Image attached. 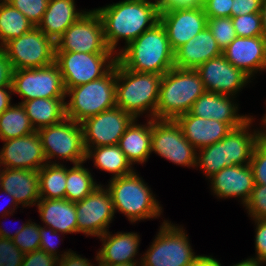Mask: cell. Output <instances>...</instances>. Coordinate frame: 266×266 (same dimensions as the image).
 Segmentation results:
<instances>
[{
    "mask_svg": "<svg viewBox=\"0 0 266 266\" xmlns=\"http://www.w3.org/2000/svg\"><path fill=\"white\" fill-rule=\"evenodd\" d=\"M12 92L24 97L23 101L35 98H66L62 75L58 65L41 68L13 70Z\"/></svg>",
    "mask_w": 266,
    "mask_h": 266,
    "instance_id": "7c38bea8",
    "label": "cell"
},
{
    "mask_svg": "<svg viewBox=\"0 0 266 266\" xmlns=\"http://www.w3.org/2000/svg\"><path fill=\"white\" fill-rule=\"evenodd\" d=\"M194 266H221L219 261L210 256H201L195 261Z\"/></svg>",
    "mask_w": 266,
    "mask_h": 266,
    "instance_id": "db71d44e",
    "label": "cell"
},
{
    "mask_svg": "<svg viewBox=\"0 0 266 266\" xmlns=\"http://www.w3.org/2000/svg\"><path fill=\"white\" fill-rule=\"evenodd\" d=\"M249 165L255 184L266 185V144L261 139L254 147Z\"/></svg>",
    "mask_w": 266,
    "mask_h": 266,
    "instance_id": "b9f144b4",
    "label": "cell"
},
{
    "mask_svg": "<svg viewBox=\"0 0 266 266\" xmlns=\"http://www.w3.org/2000/svg\"><path fill=\"white\" fill-rule=\"evenodd\" d=\"M251 122L250 117L240 127L231 129L225 136L226 167L250 164L254 147L261 139V131L248 133L247 129Z\"/></svg>",
    "mask_w": 266,
    "mask_h": 266,
    "instance_id": "4316f807",
    "label": "cell"
},
{
    "mask_svg": "<svg viewBox=\"0 0 266 266\" xmlns=\"http://www.w3.org/2000/svg\"><path fill=\"white\" fill-rule=\"evenodd\" d=\"M75 8L74 0H49L37 27L56 42L83 15Z\"/></svg>",
    "mask_w": 266,
    "mask_h": 266,
    "instance_id": "484cf974",
    "label": "cell"
},
{
    "mask_svg": "<svg viewBox=\"0 0 266 266\" xmlns=\"http://www.w3.org/2000/svg\"><path fill=\"white\" fill-rule=\"evenodd\" d=\"M146 185L134 171L111 179L107 190L111 195L114 211L125 214L131 222L159 217L162 207Z\"/></svg>",
    "mask_w": 266,
    "mask_h": 266,
    "instance_id": "8992f818",
    "label": "cell"
},
{
    "mask_svg": "<svg viewBox=\"0 0 266 266\" xmlns=\"http://www.w3.org/2000/svg\"><path fill=\"white\" fill-rule=\"evenodd\" d=\"M116 63L102 78L72 87L66 105V118L81 123L87 118L116 107Z\"/></svg>",
    "mask_w": 266,
    "mask_h": 266,
    "instance_id": "5b68a950",
    "label": "cell"
},
{
    "mask_svg": "<svg viewBox=\"0 0 266 266\" xmlns=\"http://www.w3.org/2000/svg\"><path fill=\"white\" fill-rule=\"evenodd\" d=\"M8 89V92L7 90ZM12 92V87H2L0 88V115L11 106L10 93Z\"/></svg>",
    "mask_w": 266,
    "mask_h": 266,
    "instance_id": "f5cc1de1",
    "label": "cell"
},
{
    "mask_svg": "<svg viewBox=\"0 0 266 266\" xmlns=\"http://www.w3.org/2000/svg\"><path fill=\"white\" fill-rule=\"evenodd\" d=\"M87 260L74 252L68 251L64 252L62 257L58 259V266H93Z\"/></svg>",
    "mask_w": 266,
    "mask_h": 266,
    "instance_id": "816d5d0a",
    "label": "cell"
},
{
    "mask_svg": "<svg viewBox=\"0 0 266 266\" xmlns=\"http://www.w3.org/2000/svg\"><path fill=\"white\" fill-rule=\"evenodd\" d=\"M149 250L141 258V266H194L200 255L192 252L187 234L169 222L162 223Z\"/></svg>",
    "mask_w": 266,
    "mask_h": 266,
    "instance_id": "ba28073f",
    "label": "cell"
},
{
    "mask_svg": "<svg viewBox=\"0 0 266 266\" xmlns=\"http://www.w3.org/2000/svg\"><path fill=\"white\" fill-rule=\"evenodd\" d=\"M134 120L136 119L132 115L118 107L87 118L80 123L85 150L92 147L117 145Z\"/></svg>",
    "mask_w": 266,
    "mask_h": 266,
    "instance_id": "5bb4252c",
    "label": "cell"
},
{
    "mask_svg": "<svg viewBox=\"0 0 266 266\" xmlns=\"http://www.w3.org/2000/svg\"><path fill=\"white\" fill-rule=\"evenodd\" d=\"M262 0H233L231 17L258 13L261 10Z\"/></svg>",
    "mask_w": 266,
    "mask_h": 266,
    "instance_id": "7dc6e473",
    "label": "cell"
},
{
    "mask_svg": "<svg viewBox=\"0 0 266 266\" xmlns=\"http://www.w3.org/2000/svg\"><path fill=\"white\" fill-rule=\"evenodd\" d=\"M58 258L43 250H36L24 255L21 266H58Z\"/></svg>",
    "mask_w": 266,
    "mask_h": 266,
    "instance_id": "f6af8a7d",
    "label": "cell"
},
{
    "mask_svg": "<svg viewBox=\"0 0 266 266\" xmlns=\"http://www.w3.org/2000/svg\"><path fill=\"white\" fill-rule=\"evenodd\" d=\"M233 0H204L203 8L207 18L231 17Z\"/></svg>",
    "mask_w": 266,
    "mask_h": 266,
    "instance_id": "ee69618b",
    "label": "cell"
},
{
    "mask_svg": "<svg viewBox=\"0 0 266 266\" xmlns=\"http://www.w3.org/2000/svg\"><path fill=\"white\" fill-rule=\"evenodd\" d=\"M90 148L86 151V160L93 157L94 164L99 169L114 173L113 178L122 177L133 172L131 163L119 145H108Z\"/></svg>",
    "mask_w": 266,
    "mask_h": 266,
    "instance_id": "4dcf8cb0",
    "label": "cell"
},
{
    "mask_svg": "<svg viewBox=\"0 0 266 266\" xmlns=\"http://www.w3.org/2000/svg\"><path fill=\"white\" fill-rule=\"evenodd\" d=\"M204 0H163L158 6L159 11L200 8Z\"/></svg>",
    "mask_w": 266,
    "mask_h": 266,
    "instance_id": "681fc988",
    "label": "cell"
},
{
    "mask_svg": "<svg viewBox=\"0 0 266 266\" xmlns=\"http://www.w3.org/2000/svg\"><path fill=\"white\" fill-rule=\"evenodd\" d=\"M83 12V15L73 23L55 42V51L83 53H114L104 38V27L99 13Z\"/></svg>",
    "mask_w": 266,
    "mask_h": 266,
    "instance_id": "8fae6325",
    "label": "cell"
},
{
    "mask_svg": "<svg viewBox=\"0 0 266 266\" xmlns=\"http://www.w3.org/2000/svg\"><path fill=\"white\" fill-rule=\"evenodd\" d=\"M262 263H260L258 260L249 258L247 260L241 261L240 263H237L233 266H260Z\"/></svg>",
    "mask_w": 266,
    "mask_h": 266,
    "instance_id": "9f6ffc18",
    "label": "cell"
},
{
    "mask_svg": "<svg viewBox=\"0 0 266 266\" xmlns=\"http://www.w3.org/2000/svg\"><path fill=\"white\" fill-rule=\"evenodd\" d=\"M261 140L266 144V130H265V132L261 131Z\"/></svg>",
    "mask_w": 266,
    "mask_h": 266,
    "instance_id": "91938a15",
    "label": "cell"
},
{
    "mask_svg": "<svg viewBox=\"0 0 266 266\" xmlns=\"http://www.w3.org/2000/svg\"><path fill=\"white\" fill-rule=\"evenodd\" d=\"M95 10L103 22L105 42L113 52L120 39L128 45L157 24L160 17L158 6L144 0H124Z\"/></svg>",
    "mask_w": 266,
    "mask_h": 266,
    "instance_id": "6da1fadb",
    "label": "cell"
},
{
    "mask_svg": "<svg viewBox=\"0 0 266 266\" xmlns=\"http://www.w3.org/2000/svg\"><path fill=\"white\" fill-rule=\"evenodd\" d=\"M39 195L42 199H65L66 168L59 163L45 164L39 171Z\"/></svg>",
    "mask_w": 266,
    "mask_h": 266,
    "instance_id": "836d02e7",
    "label": "cell"
},
{
    "mask_svg": "<svg viewBox=\"0 0 266 266\" xmlns=\"http://www.w3.org/2000/svg\"><path fill=\"white\" fill-rule=\"evenodd\" d=\"M13 243L24 254L40 249L39 225L36 223H26L25 227L14 236Z\"/></svg>",
    "mask_w": 266,
    "mask_h": 266,
    "instance_id": "f35d334b",
    "label": "cell"
},
{
    "mask_svg": "<svg viewBox=\"0 0 266 266\" xmlns=\"http://www.w3.org/2000/svg\"><path fill=\"white\" fill-rule=\"evenodd\" d=\"M22 104L10 106L0 115V139L2 141L23 137L35 132Z\"/></svg>",
    "mask_w": 266,
    "mask_h": 266,
    "instance_id": "d6a6232c",
    "label": "cell"
},
{
    "mask_svg": "<svg viewBox=\"0 0 266 266\" xmlns=\"http://www.w3.org/2000/svg\"><path fill=\"white\" fill-rule=\"evenodd\" d=\"M65 98H35L22 101L26 114L36 131L60 123L66 118ZM36 126V127H35Z\"/></svg>",
    "mask_w": 266,
    "mask_h": 266,
    "instance_id": "f546056e",
    "label": "cell"
},
{
    "mask_svg": "<svg viewBox=\"0 0 266 266\" xmlns=\"http://www.w3.org/2000/svg\"><path fill=\"white\" fill-rule=\"evenodd\" d=\"M25 225L26 224H23V226H21V228L20 229H18L15 233H14V235L12 234H10V232L8 233L7 231H6V229L4 230V229H2V228H0V237H3V238H7V239H10V240H12L13 238H14V236L15 235H17L24 227H25Z\"/></svg>",
    "mask_w": 266,
    "mask_h": 266,
    "instance_id": "6f0895ef",
    "label": "cell"
},
{
    "mask_svg": "<svg viewBox=\"0 0 266 266\" xmlns=\"http://www.w3.org/2000/svg\"><path fill=\"white\" fill-rule=\"evenodd\" d=\"M24 255L13 240L0 237V266H21Z\"/></svg>",
    "mask_w": 266,
    "mask_h": 266,
    "instance_id": "7bdbcfd3",
    "label": "cell"
},
{
    "mask_svg": "<svg viewBox=\"0 0 266 266\" xmlns=\"http://www.w3.org/2000/svg\"><path fill=\"white\" fill-rule=\"evenodd\" d=\"M207 27L221 51L237 37L231 17L208 18Z\"/></svg>",
    "mask_w": 266,
    "mask_h": 266,
    "instance_id": "8d00e7d4",
    "label": "cell"
},
{
    "mask_svg": "<svg viewBox=\"0 0 266 266\" xmlns=\"http://www.w3.org/2000/svg\"><path fill=\"white\" fill-rule=\"evenodd\" d=\"M4 142L0 151V165H5L4 168L39 171L47 164L37 131Z\"/></svg>",
    "mask_w": 266,
    "mask_h": 266,
    "instance_id": "ac0fdd59",
    "label": "cell"
},
{
    "mask_svg": "<svg viewBox=\"0 0 266 266\" xmlns=\"http://www.w3.org/2000/svg\"><path fill=\"white\" fill-rule=\"evenodd\" d=\"M209 179L212 181V190L219 198L240 197L244 205L255 186L250 165L225 167Z\"/></svg>",
    "mask_w": 266,
    "mask_h": 266,
    "instance_id": "44dd1931",
    "label": "cell"
},
{
    "mask_svg": "<svg viewBox=\"0 0 266 266\" xmlns=\"http://www.w3.org/2000/svg\"><path fill=\"white\" fill-rule=\"evenodd\" d=\"M162 75L125 69L116 61V107L135 119L144 111L155 119Z\"/></svg>",
    "mask_w": 266,
    "mask_h": 266,
    "instance_id": "277c9868",
    "label": "cell"
},
{
    "mask_svg": "<svg viewBox=\"0 0 266 266\" xmlns=\"http://www.w3.org/2000/svg\"><path fill=\"white\" fill-rule=\"evenodd\" d=\"M205 92L196 69L174 67L162 76L155 119L175 120L190 112L193 103Z\"/></svg>",
    "mask_w": 266,
    "mask_h": 266,
    "instance_id": "3957f363",
    "label": "cell"
},
{
    "mask_svg": "<svg viewBox=\"0 0 266 266\" xmlns=\"http://www.w3.org/2000/svg\"><path fill=\"white\" fill-rule=\"evenodd\" d=\"M229 97L231 96L205 91L193 103L190 113L204 119L227 123L232 129L240 127L249 117L238 115V107L229 100Z\"/></svg>",
    "mask_w": 266,
    "mask_h": 266,
    "instance_id": "cb8c5ba5",
    "label": "cell"
},
{
    "mask_svg": "<svg viewBox=\"0 0 266 266\" xmlns=\"http://www.w3.org/2000/svg\"><path fill=\"white\" fill-rule=\"evenodd\" d=\"M40 233V250L47 252L48 254L59 259L55 249L54 236L56 237L57 231H54L52 228L46 229V226L43 228L39 226ZM57 238V237H56Z\"/></svg>",
    "mask_w": 266,
    "mask_h": 266,
    "instance_id": "c3c4849f",
    "label": "cell"
},
{
    "mask_svg": "<svg viewBox=\"0 0 266 266\" xmlns=\"http://www.w3.org/2000/svg\"><path fill=\"white\" fill-rule=\"evenodd\" d=\"M254 221L257 223L255 236L257 257L253 259L266 264V219H255Z\"/></svg>",
    "mask_w": 266,
    "mask_h": 266,
    "instance_id": "bcb514c9",
    "label": "cell"
},
{
    "mask_svg": "<svg viewBox=\"0 0 266 266\" xmlns=\"http://www.w3.org/2000/svg\"><path fill=\"white\" fill-rule=\"evenodd\" d=\"M55 48V42L38 27L10 40L2 47L13 70L41 68L53 64Z\"/></svg>",
    "mask_w": 266,
    "mask_h": 266,
    "instance_id": "9c48e42d",
    "label": "cell"
},
{
    "mask_svg": "<svg viewBox=\"0 0 266 266\" xmlns=\"http://www.w3.org/2000/svg\"><path fill=\"white\" fill-rule=\"evenodd\" d=\"M37 27L45 13L49 0H6Z\"/></svg>",
    "mask_w": 266,
    "mask_h": 266,
    "instance_id": "ab89813d",
    "label": "cell"
},
{
    "mask_svg": "<svg viewBox=\"0 0 266 266\" xmlns=\"http://www.w3.org/2000/svg\"><path fill=\"white\" fill-rule=\"evenodd\" d=\"M175 121L181 128L183 136L196 149L221 141L232 129L227 123L204 119L190 112L177 117Z\"/></svg>",
    "mask_w": 266,
    "mask_h": 266,
    "instance_id": "7402d4cb",
    "label": "cell"
},
{
    "mask_svg": "<svg viewBox=\"0 0 266 266\" xmlns=\"http://www.w3.org/2000/svg\"><path fill=\"white\" fill-rule=\"evenodd\" d=\"M263 122H264L263 124L266 125V115H265V117L263 119Z\"/></svg>",
    "mask_w": 266,
    "mask_h": 266,
    "instance_id": "6125c7cd",
    "label": "cell"
},
{
    "mask_svg": "<svg viewBox=\"0 0 266 266\" xmlns=\"http://www.w3.org/2000/svg\"><path fill=\"white\" fill-rule=\"evenodd\" d=\"M116 56L125 69L135 72L163 76L174 68V51L160 21L126 45Z\"/></svg>",
    "mask_w": 266,
    "mask_h": 266,
    "instance_id": "7a4b0ae2",
    "label": "cell"
},
{
    "mask_svg": "<svg viewBox=\"0 0 266 266\" xmlns=\"http://www.w3.org/2000/svg\"><path fill=\"white\" fill-rule=\"evenodd\" d=\"M144 1H148V0H144ZM163 0H155V2H153L154 4H156L157 6H159L162 3Z\"/></svg>",
    "mask_w": 266,
    "mask_h": 266,
    "instance_id": "94428289",
    "label": "cell"
},
{
    "mask_svg": "<svg viewBox=\"0 0 266 266\" xmlns=\"http://www.w3.org/2000/svg\"><path fill=\"white\" fill-rule=\"evenodd\" d=\"M5 169V170H4ZM0 171V189L11 202L22 206L36 205L40 200L38 171L4 168Z\"/></svg>",
    "mask_w": 266,
    "mask_h": 266,
    "instance_id": "ffe728a7",
    "label": "cell"
},
{
    "mask_svg": "<svg viewBox=\"0 0 266 266\" xmlns=\"http://www.w3.org/2000/svg\"><path fill=\"white\" fill-rule=\"evenodd\" d=\"M262 36L266 39V0L261 2Z\"/></svg>",
    "mask_w": 266,
    "mask_h": 266,
    "instance_id": "11a10c76",
    "label": "cell"
},
{
    "mask_svg": "<svg viewBox=\"0 0 266 266\" xmlns=\"http://www.w3.org/2000/svg\"><path fill=\"white\" fill-rule=\"evenodd\" d=\"M135 120L126 129L119 140V147L127 160L132 163H144L151 151L152 119L147 125L135 124Z\"/></svg>",
    "mask_w": 266,
    "mask_h": 266,
    "instance_id": "f1b7e54d",
    "label": "cell"
},
{
    "mask_svg": "<svg viewBox=\"0 0 266 266\" xmlns=\"http://www.w3.org/2000/svg\"><path fill=\"white\" fill-rule=\"evenodd\" d=\"M77 232L91 236L105 234L114 216V206L109 191L99 185L83 200L75 202Z\"/></svg>",
    "mask_w": 266,
    "mask_h": 266,
    "instance_id": "9a60e30c",
    "label": "cell"
},
{
    "mask_svg": "<svg viewBox=\"0 0 266 266\" xmlns=\"http://www.w3.org/2000/svg\"><path fill=\"white\" fill-rule=\"evenodd\" d=\"M237 37L262 36L261 13L231 17Z\"/></svg>",
    "mask_w": 266,
    "mask_h": 266,
    "instance_id": "74e56055",
    "label": "cell"
},
{
    "mask_svg": "<svg viewBox=\"0 0 266 266\" xmlns=\"http://www.w3.org/2000/svg\"><path fill=\"white\" fill-rule=\"evenodd\" d=\"M196 166L204 169L207 177L219 172L226 167L225 137L212 145L199 149Z\"/></svg>",
    "mask_w": 266,
    "mask_h": 266,
    "instance_id": "d590c367",
    "label": "cell"
},
{
    "mask_svg": "<svg viewBox=\"0 0 266 266\" xmlns=\"http://www.w3.org/2000/svg\"><path fill=\"white\" fill-rule=\"evenodd\" d=\"M244 206L247 207L253 220L266 219V185L255 184Z\"/></svg>",
    "mask_w": 266,
    "mask_h": 266,
    "instance_id": "60d3db41",
    "label": "cell"
},
{
    "mask_svg": "<svg viewBox=\"0 0 266 266\" xmlns=\"http://www.w3.org/2000/svg\"><path fill=\"white\" fill-rule=\"evenodd\" d=\"M37 133L40 136L47 162L56 155L73 164L86 161L83 130L80 123L65 118L60 123L38 129Z\"/></svg>",
    "mask_w": 266,
    "mask_h": 266,
    "instance_id": "30bf717a",
    "label": "cell"
},
{
    "mask_svg": "<svg viewBox=\"0 0 266 266\" xmlns=\"http://www.w3.org/2000/svg\"><path fill=\"white\" fill-rule=\"evenodd\" d=\"M34 25L6 0L0 3V48L10 40L20 37Z\"/></svg>",
    "mask_w": 266,
    "mask_h": 266,
    "instance_id": "1f68e13d",
    "label": "cell"
},
{
    "mask_svg": "<svg viewBox=\"0 0 266 266\" xmlns=\"http://www.w3.org/2000/svg\"><path fill=\"white\" fill-rule=\"evenodd\" d=\"M81 164H74L71 169L66 168L65 199L74 203L83 200L99 186L89 170Z\"/></svg>",
    "mask_w": 266,
    "mask_h": 266,
    "instance_id": "e575fe53",
    "label": "cell"
},
{
    "mask_svg": "<svg viewBox=\"0 0 266 266\" xmlns=\"http://www.w3.org/2000/svg\"><path fill=\"white\" fill-rule=\"evenodd\" d=\"M100 238L103 241V247L96 256L98 265L137 263L134 256L138 252L140 238L136 233L119 232L112 236L107 231Z\"/></svg>",
    "mask_w": 266,
    "mask_h": 266,
    "instance_id": "d4e9b609",
    "label": "cell"
},
{
    "mask_svg": "<svg viewBox=\"0 0 266 266\" xmlns=\"http://www.w3.org/2000/svg\"><path fill=\"white\" fill-rule=\"evenodd\" d=\"M207 20L203 7L160 11L159 17L173 51L205 29Z\"/></svg>",
    "mask_w": 266,
    "mask_h": 266,
    "instance_id": "e0dca14e",
    "label": "cell"
},
{
    "mask_svg": "<svg viewBox=\"0 0 266 266\" xmlns=\"http://www.w3.org/2000/svg\"><path fill=\"white\" fill-rule=\"evenodd\" d=\"M112 54L55 51V63L62 75L65 90L105 76L117 61V56L112 57Z\"/></svg>",
    "mask_w": 266,
    "mask_h": 266,
    "instance_id": "52a82bcc",
    "label": "cell"
},
{
    "mask_svg": "<svg viewBox=\"0 0 266 266\" xmlns=\"http://www.w3.org/2000/svg\"><path fill=\"white\" fill-rule=\"evenodd\" d=\"M222 55L217 41L208 27L174 51V67L197 69L206 61Z\"/></svg>",
    "mask_w": 266,
    "mask_h": 266,
    "instance_id": "603a6c76",
    "label": "cell"
},
{
    "mask_svg": "<svg viewBox=\"0 0 266 266\" xmlns=\"http://www.w3.org/2000/svg\"><path fill=\"white\" fill-rule=\"evenodd\" d=\"M13 69L11 63L2 48H0V88L12 87Z\"/></svg>",
    "mask_w": 266,
    "mask_h": 266,
    "instance_id": "f907efd6",
    "label": "cell"
},
{
    "mask_svg": "<svg viewBox=\"0 0 266 266\" xmlns=\"http://www.w3.org/2000/svg\"><path fill=\"white\" fill-rule=\"evenodd\" d=\"M151 151L183 166H196L197 149L183 136L175 120L152 119Z\"/></svg>",
    "mask_w": 266,
    "mask_h": 266,
    "instance_id": "4fadbf2b",
    "label": "cell"
},
{
    "mask_svg": "<svg viewBox=\"0 0 266 266\" xmlns=\"http://www.w3.org/2000/svg\"><path fill=\"white\" fill-rule=\"evenodd\" d=\"M196 70L201 77L205 91L217 94L233 96L250 79L249 75L232 65L223 55L206 61Z\"/></svg>",
    "mask_w": 266,
    "mask_h": 266,
    "instance_id": "2e32d148",
    "label": "cell"
},
{
    "mask_svg": "<svg viewBox=\"0 0 266 266\" xmlns=\"http://www.w3.org/2000/svg\"><path fill=\"white\" fill-rule=\"evenodd\" d=\"M139 264L133 263V264H115V265H98V266H137Z\"/></svg>",
    "mask_w": 266,
    "mask_h": 266,
    "instance_id": "680465c9",
    "label": "cell"
},
{
    "mask_svg": "<svg viewBox=\"0 0 266 266\" xmlns=\"http://www.w3.org/2000/svg\"><path fill=\"white\" fill-rule=\"evenodd\" d=\"M222 55L236 68L252 77L256 71L264 70L266 62V39L263 36L236 37Z\"/></svg>",
    "mask_w": 266,
    "mask_h": 266,
    "instance_id": "d6986e66",
    "label": "cell"
},
{
    "mask_svg": "<svg viewBox=\"0 0 266 266\" xmlns=\"http://www.w3.org/2000/svg\"><path fill=\"white\" fill-rule=\"evenodd\" d=\"M40 217L46 226L61 233H77L75 203L67 199H42L37 203Z\"/></svg>",
    "mask_w": 266,
    "mask_h": 266,
    "instance_id": "83f0119b",
    "label": "cell"
}]
</instances>
